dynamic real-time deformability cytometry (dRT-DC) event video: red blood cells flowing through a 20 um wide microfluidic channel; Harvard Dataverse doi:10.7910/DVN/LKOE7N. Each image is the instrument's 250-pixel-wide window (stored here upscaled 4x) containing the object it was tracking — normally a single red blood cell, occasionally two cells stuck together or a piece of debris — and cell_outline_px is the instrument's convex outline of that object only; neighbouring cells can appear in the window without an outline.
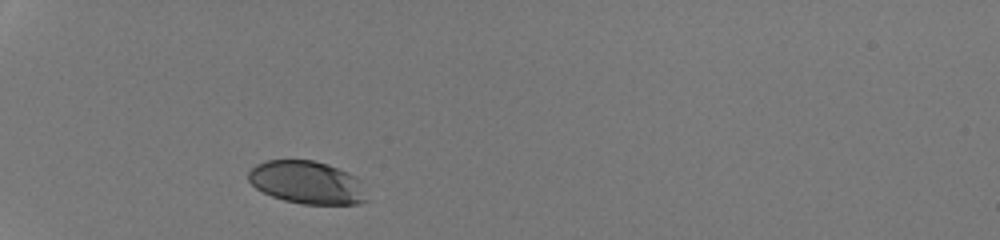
{"species": "human", "species_latin": "Homo sapiens", "temperature_condition": "room temperature", "stored_images_in_passage": 28, "camera_frame_rate_fps": 3000, "um_per_image_px": 0.085, "donor": {"sex": "male"}, "frame": {"image": 1, "passage_image": 1, "time_ms": 0.0, "image_size_px": [1000, 240], "cell_outline_px": [[368, 200], [356, 204], [304, 204], [284, 200], [272, 196], [256, 188], [248, 180], [248, 172], [256, 164], [268, 160], [312, 160], [328, 164], [348, 172], [356, 176], [360, 180]], "centroid_in_image_um": [26.1, 15.5], "position_along_channel_um": 58.9, "area_um2": 29.54}}
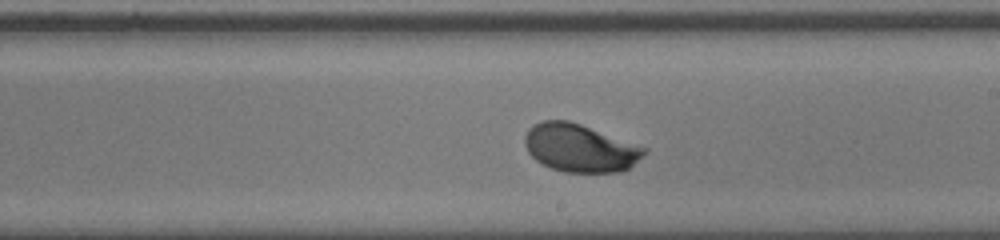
{"frame": {"image": 2, "passage_image": 16, "time_ms": 5.0, "image_size_px": [1000, 240], "cell_outline_px": [[648, 152], [628, 168], [620, 172], [564, 172], [552, 168], [536, 160], [528, 152], [524, 144], [524, 136], [528, 128], [532, 124], [540, 120], [568, 120], [580, 124], [648, 148]], "centroid_in_image_um": [49.27, 12.57], "position_along_channel_um": 239.7, "area_um2": 33.35}}
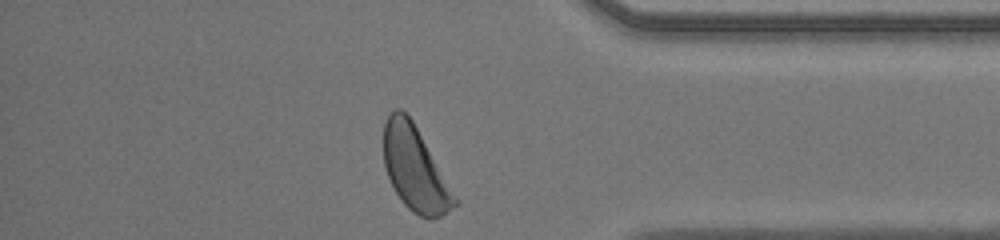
{"frame": {"image": 3, "passage_image": 28, "time_ms": 9.0, "image_size_px": [1000, 240], "cell_outline_px": [[460, 204], [440, 216], [432, 220], [428, 220], [412, 212], [404, 204], [396, 192], [388, 176], [384, 164], [384, 124], [388, 116], [396, 108], [400, 108], [412, 120], [460, 200]], "centroid_in_image_um": [35.32, 14.4], "position_along_channel_um": 399.9, "area_um2": 34.85}, "authors_computed_cell_mechanics": {"area_um2": 32.7148, "velocity_mm_per_s": 4.2354, "shape_relaxation_time_tau1_ms": 1.7343, "shape_relaxation_time_tau2_ms": null, "deformation_change_tau1": 0.1149, "deformation_change_tau2": null}}